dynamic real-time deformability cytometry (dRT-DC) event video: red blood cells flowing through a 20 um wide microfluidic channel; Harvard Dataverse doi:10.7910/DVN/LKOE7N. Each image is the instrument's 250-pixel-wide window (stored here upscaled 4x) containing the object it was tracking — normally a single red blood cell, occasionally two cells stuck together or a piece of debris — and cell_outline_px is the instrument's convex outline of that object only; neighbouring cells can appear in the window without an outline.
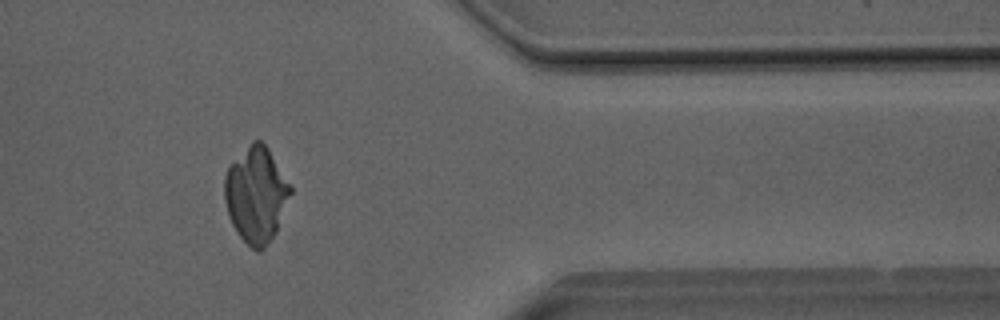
{"species": "Egyptian fruit bat (a non-hibernating species)", "species_latin": "Rousettus aegyptiacus", "temperature_condition": "room temperature", "stored_images_in_passage": 45, "camera_frame_rate_fps": 3000, "um_per_image_px": 0.085, "animal": {"sex": "male"}, "frame": {"image": 1, "passage_image": 36, "time_ms": 11.667, "image_size_px": [1000, 320], "cell_outline_px": [[292, 192], [276, 232], [264, 248], [260, 252], [256, 252], [240, 236], [232, 224], [228, 216], [224, 200], [224, 176], [228, 168], [252, 140], [260, 140], [268, 148], [292, 188]], "centroid_in_image_um": [21.76, 16.56], "position_along_channel_um": 389.6, "area_um2": 36.47}}
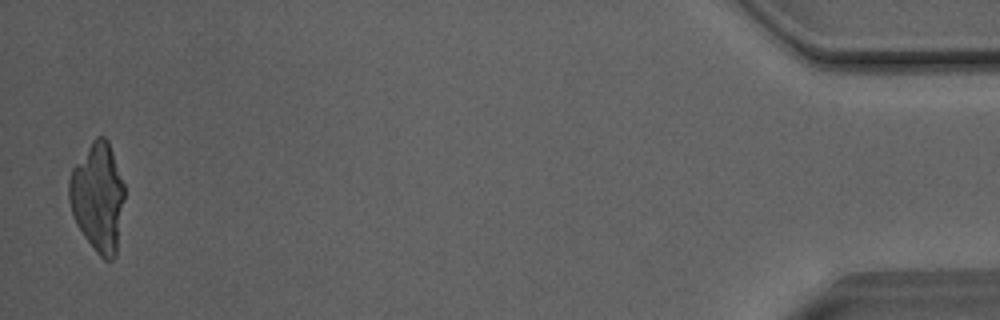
{"frame": {"image": 2, "passage_image": 44, "time_ms": 14.333, "image_size_px": [1000, 320], "cell_outline_px": [[124, 196], [116, 256], [112, 260], [104, 260], [96, 252], [84, 236], [76, 224], [72, 216], [68, 200], [68, 180], [72, 168], [92, 140], [96, 136], [104, 136], [108, 140], [124, 184]], "centroid_in_image_um": [8.29, 16.76], "position_along_channel_um": 426.9, "area_um2": 35.32}}